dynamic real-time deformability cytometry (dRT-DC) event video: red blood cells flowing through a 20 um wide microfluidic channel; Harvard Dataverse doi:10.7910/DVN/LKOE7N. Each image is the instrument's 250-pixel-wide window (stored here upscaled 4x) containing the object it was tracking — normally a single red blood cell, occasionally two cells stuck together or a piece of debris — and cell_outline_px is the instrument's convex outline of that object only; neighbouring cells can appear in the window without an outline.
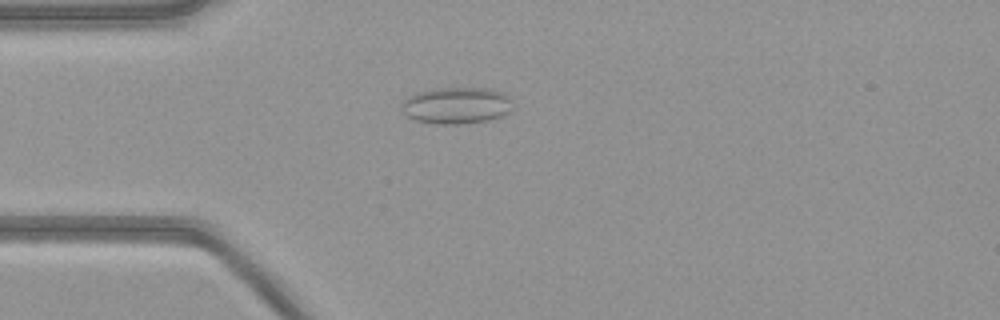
{"species": "common noctule bat (a hibernating species)", "species_latin": "Nyctalus noctula", "temperature_condition": "warm", "stored_images_in_passage": 41, "camera_frame_rate_fps": 3000, "um_per_image_px": 0.085, "animal": {"sex": "female", "body_mass_g": 21.9}, "frame": {"image": 1, "passage_image": 2, "time_ms": 0.333, "image_size_px": [1000, 320], "cell_outline_px": [[512, 108], [508, 112], [500, 116], [488, 120], [460, 124], [436, 124], [416, 120], [408, 116], [404, 112], [400, 104], [408, 96], [432, 88], [484, 88], [500, 92], [508, 96]], "centroid_in_image_um": [38.77, 8.96], "position_along_channel_um": 46.2, "area_um2": 23.47}}
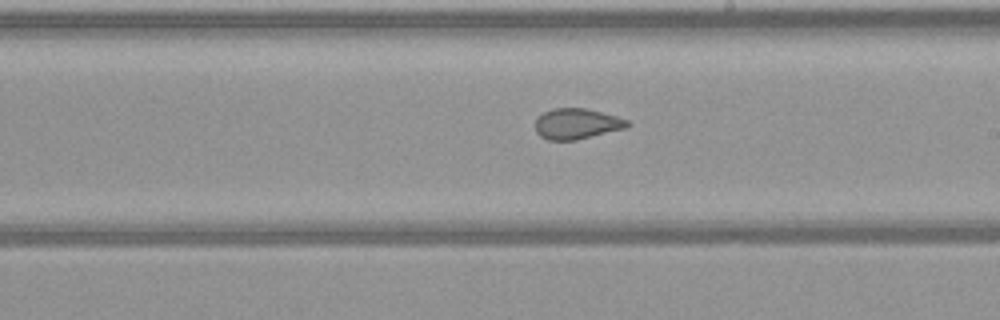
{"frame": {"image": 2, "passage_image": 18, "time_ms": 5.667, "image_size_px": [1000, 320], "cell_outline_px": [[632, 124], [624, 128], [576, 140], [548, 140], [540, 136], [536, 132], [536, 120], [544, 112], [552, 108], [584, 108], [616, 116], [628, 120]], "centroid_in_image_um": [49.01, 10.52], "position_along_channel_um": 240.0, "area_um2": 16.24}}
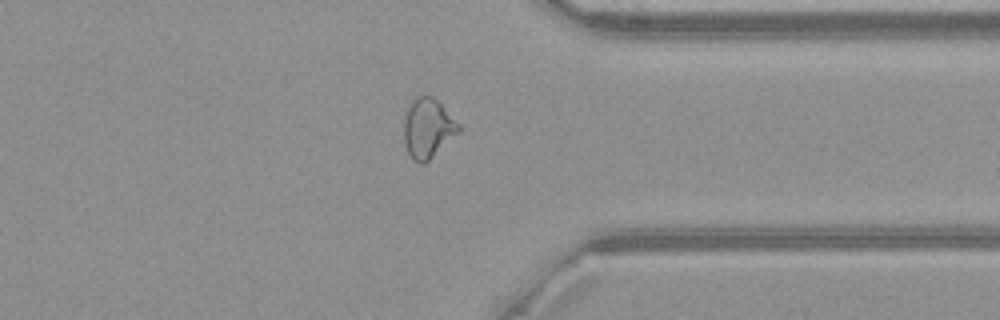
{"frame": {"image": 3, "passage_image": 29, "time_ms": 9.333, "image_size_px": [1000, 320], "cell_outline_px": [[460, 132], [424, 164], [420, 164], [408, 152], [404, 140], [404, 120], [408, 108], [412, 100], [416, 96], [432, 96], [460, 124]], "centroid_in_image_um": [36.38, 10.89], "position_along_channel_um": 375.0, "area_um2": 18.67}}